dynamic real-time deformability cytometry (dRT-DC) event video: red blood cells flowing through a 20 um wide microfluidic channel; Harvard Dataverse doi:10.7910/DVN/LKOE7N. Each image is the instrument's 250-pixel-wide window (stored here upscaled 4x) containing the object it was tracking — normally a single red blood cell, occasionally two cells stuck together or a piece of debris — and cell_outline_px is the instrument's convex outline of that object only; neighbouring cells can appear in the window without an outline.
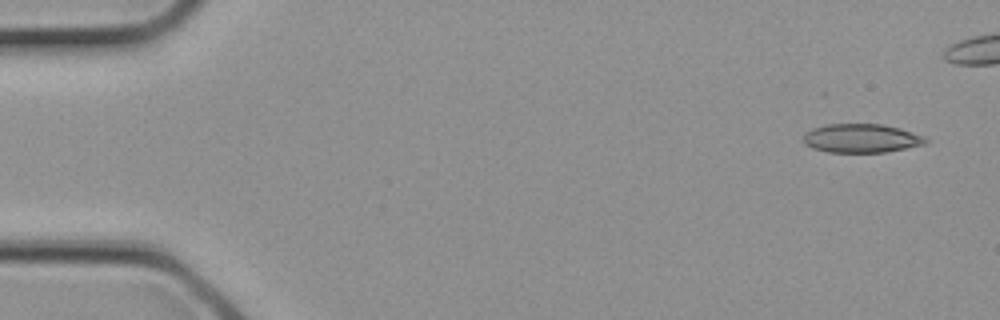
{"species": "common noctule bat (a hibernating species)", "species_latin": "Nyctalus noctula", "temperature_condition": "cold", "stored_images_in_passage": 2, "camera_frame_rate_fps": 3000, "um_per_image_px": 0.085, "animal": {"sex": "female", "body_mass_g": 21.9}, "frame": {"image": 1, "passage_image": 2, "time_ms": 0.333, "image_size_px": [1000, 320], "cell_outline_px": [[928, 140], [924, 144], [884, 152], [828, 152], [812, 148], [804, 144], [804, 136], [812, 128], [828, 124], [880, 124], [900, 128], [924, 136]], "centroid_in_image_um": [73.2, 11.75], "position_along_channel_um": 11.8, "area_um2": 20.29}}